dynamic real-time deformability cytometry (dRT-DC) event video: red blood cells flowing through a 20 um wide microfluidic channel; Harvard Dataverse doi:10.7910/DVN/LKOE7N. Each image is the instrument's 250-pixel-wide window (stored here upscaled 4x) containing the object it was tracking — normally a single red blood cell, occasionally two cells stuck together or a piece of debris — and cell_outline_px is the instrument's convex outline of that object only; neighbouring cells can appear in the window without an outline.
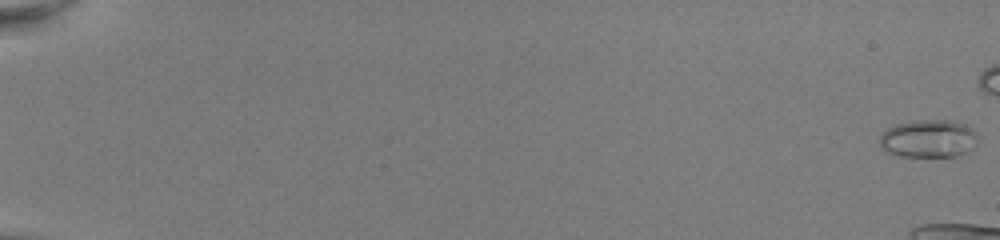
{"species": "common noctule bat (a hibernating species)", "species_latin": "Nyctalus noctula", "temperature_condition": "room temperature", "stored_images_in_passage": 28, "camera_frame_rate_fps": 3000, "um_per_image_px": 0.085, "animal": {"sex": "female", "body_mass_g": 22.0, "forearm_length_mm": 56.7}, "frame": {"image": 1, "passage_image": 1, "time_ms": 0.0, "image_size_px": [1000, 240], "cell_outline_px": [[976, 148], [968, 152], [956, 156], [900, 156], [888, 152], [880, 148], [880, 136], [888, 128], [896, 124], [912, 120], [952, 120], [964, 124], [972, 128], [976, 132]], "centroid_in_image_um": [78.95, 11.78], "position_along_channel_um": 6.1, "area_um2": 21.85}}